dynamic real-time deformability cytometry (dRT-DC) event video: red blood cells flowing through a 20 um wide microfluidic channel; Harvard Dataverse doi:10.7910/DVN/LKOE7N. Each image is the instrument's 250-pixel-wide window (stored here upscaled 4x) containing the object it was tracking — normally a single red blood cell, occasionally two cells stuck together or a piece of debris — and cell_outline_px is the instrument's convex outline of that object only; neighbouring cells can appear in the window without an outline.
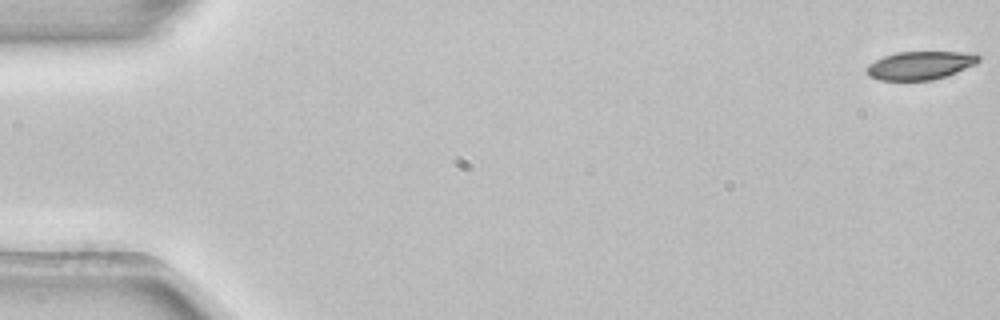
{"species": "common noctule bat (a hibernating species)", "species_latin": "Nyctalus noctula", "temperature_condition": "room temperature", "stored_images_in_passage": 4, "camera_frame_rate_fps": 3000, "um_per_image_px": 0.085, "animal": {"sex": "female", "body_mass_g": 22.7, "forearm_length_mm": 54.2}, "frame": {"image": 1, "passage_image": 1, "time_ms": 0.0, "image_size_px": [1000, 320], "cell_outline_px": [[980, 60], [976, 64], [956, 72], [932, 80], [880, 80], [868, 76], [868, 64], [884, 56], [896, 52], [976, 52], [980, 56]], "centroid_in_image_um": [78.25, 5.54], "position_along_channel_um": 6.7, "area_um2": 18.38}}
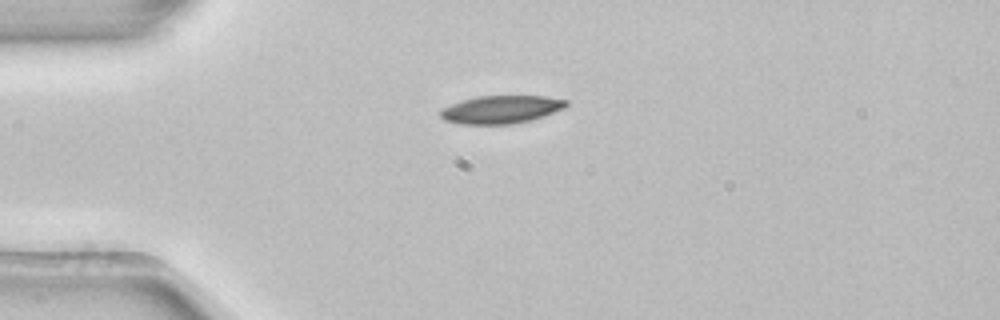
{"frame": {"image": 2, "passage_image": 4, "time_ms": 1.0, "image_size_px": [1000, 320], "cell_outline_px": [[568, 104], [564, 108], [532, 120], [512, 124], [460, 124], [444, 120], [440, 116], [440, 108], [460, 100], [476, 96], [544, 96], [568, 100]], "centroid_in_image_um": [42.55, 9.3], "position_along_channel_um": 42.4, "area_um2": 20.63}}